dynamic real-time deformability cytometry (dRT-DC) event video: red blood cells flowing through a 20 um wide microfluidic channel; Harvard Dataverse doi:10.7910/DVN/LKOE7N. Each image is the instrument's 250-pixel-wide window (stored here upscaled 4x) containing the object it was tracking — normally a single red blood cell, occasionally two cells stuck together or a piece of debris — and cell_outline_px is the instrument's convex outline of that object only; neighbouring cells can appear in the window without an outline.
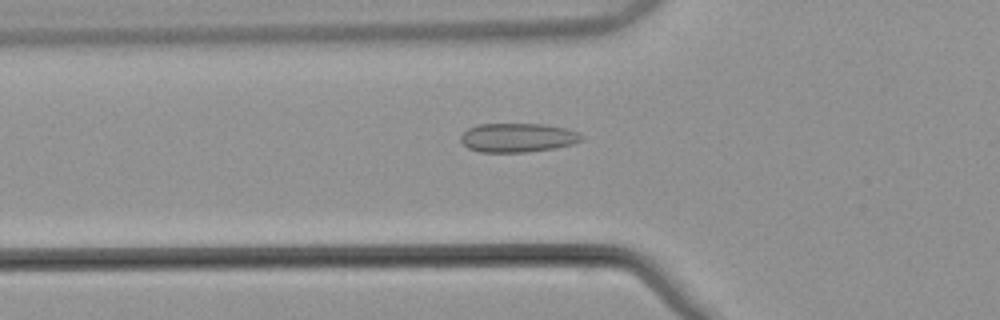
{"species": "common noctule bat (a hibernating species)", "species_latin": "Nyctalus noctula", "temperature_condition": "warm", "stored_images_in_passage": 40, "camera_frame_rate_fps": 3000, "um_per_image_px": 0.085, "animal": {"sex": "male", "body_mass_g": 21.5, "forearm_length_mm": 52.0}, "frame": {"image": 1, "passage_image": 9, "time_ms": 2.667, "image_size_px": [1000, 320], "cell_outline_px": [[584, 140], [572, 144], [556, 148], [524, 152], [480, 152], [468, 148], [460, 140], [460, 136], [468, 128], [476, 124], [544, 124], [564, 128], [580, 132], [584, 136]], "centroid_in_image_um": [44.03, 11.7], "position_along_channel_um": 81.8, "area_um2": 20.58}}
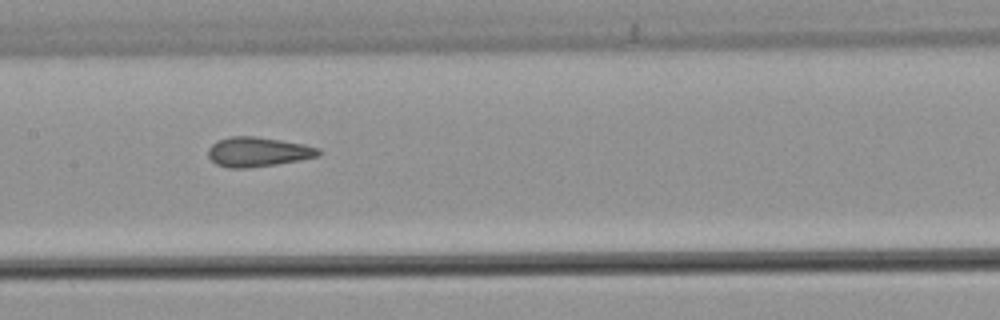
{"frame": {"image": 2, "passage_image": 17, "time_ms": 5.333, "image_size_px": [1000, 320], "cell_outline_px": [[324, 152], [320, 156], [300, 160], [276, 164], [248, 168], [228, 168], [216, 164], [208, 156], [208, 148], [216, 140], [232, 136], [256, 136], [304, 144], [320, 148]], "centroid_in_image_um": [21.95, 12.91], "position_along_channel_um": 185.5, "area_um2": 19.25}}
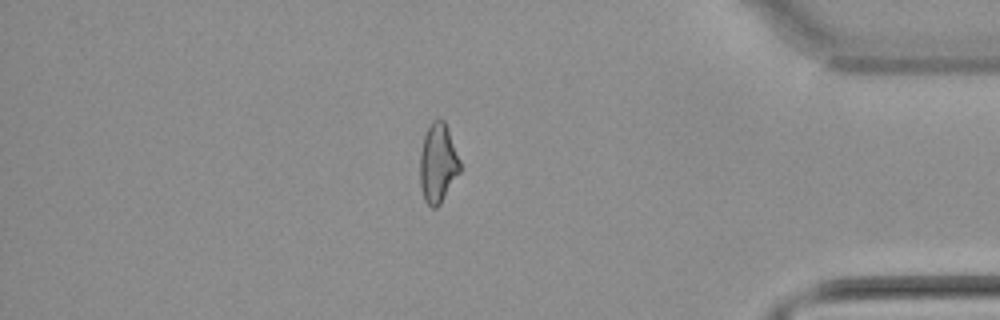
{"frame": {"image": 3, "passage_image": 36, "time_ms": 11.667, "image_size_px": [1000, 320], "cell_outline_px": [[460, 172], [440, 204], [436, 208], [432, 208], [424, 200], [420, 188], [420, 152], [424, 136], [432, 120], [440, 116], [444, 120], [448, 128], [460, 160]], "centroid_in_image_um": [37.22, 13.85], "position_along_channel_um": 398.0, "area_um2": 18.67}, "authors_computed_cell_mechanics": {"area_um2": 18.9584, "velocity_mm_per_s": 3.8585, "shape_relaxation_time_tau1_ms": null, "shape_relaxation_time_tau2_ms": 1.8902, "deformation_change_tau1": null, "deformation_change_tau2": 0.0766}}